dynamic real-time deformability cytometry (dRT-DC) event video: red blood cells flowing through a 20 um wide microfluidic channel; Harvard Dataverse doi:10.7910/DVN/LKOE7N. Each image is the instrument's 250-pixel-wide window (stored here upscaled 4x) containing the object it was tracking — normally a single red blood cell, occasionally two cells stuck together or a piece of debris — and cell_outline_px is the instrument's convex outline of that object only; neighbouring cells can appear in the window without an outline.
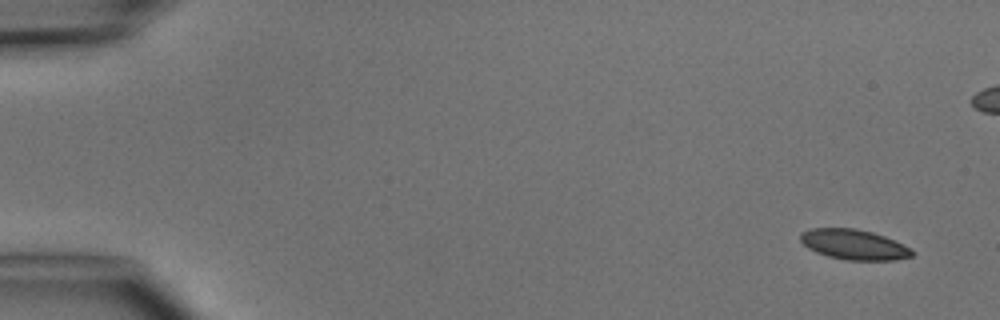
{"species": "common noctule bat (a hibernating species)", "species_latin": "Nyctalus noctula", "temperature_condition": "cold", "stored_images_in_passage": 6, "camera_frame_rate_fps": 3000, "um_per_image_px": 0.085, "animal": {"sex": "male", "body_mass_g": 15.6}, "frame": {"image": 1, "passage_image": 1, "time_ms": 0.0, "image_size_px": [1000, 320], "cell_outline_px": [[916, 252], [912, 256], [896, 260], [844, 260], [828, 256], [816, 252], [808, 248], [800, 240], [800, 232], [812, 228], [856, 228], [872, 232], [884, 236], [912, 248]], "centroid_in_image_um": [72.6, 20.79], "position_along_channel_um": 12.4, "area_um2": 19.77}}
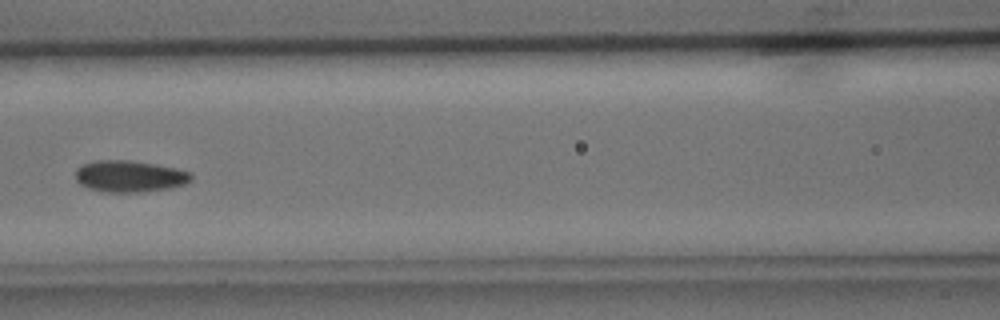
{"frame": {"image": 2, "passage_image": 6, "time_ms": 6.667, "image_size_px": [1000, 320], "cell_outline_px": [[192, 180], [184, 184], [172, 188], [140, 192], [100, 192], [88, 188], [80, 184], [76, 180], [76, 168], [80, 164], [92, 160], [128, 160], [156, 164], [176, 168], [192, 172]], "centroid_in_image_um": [11.0, 14.98], "position_along_channel_um": 155.6, "area_um2": 21.68}}